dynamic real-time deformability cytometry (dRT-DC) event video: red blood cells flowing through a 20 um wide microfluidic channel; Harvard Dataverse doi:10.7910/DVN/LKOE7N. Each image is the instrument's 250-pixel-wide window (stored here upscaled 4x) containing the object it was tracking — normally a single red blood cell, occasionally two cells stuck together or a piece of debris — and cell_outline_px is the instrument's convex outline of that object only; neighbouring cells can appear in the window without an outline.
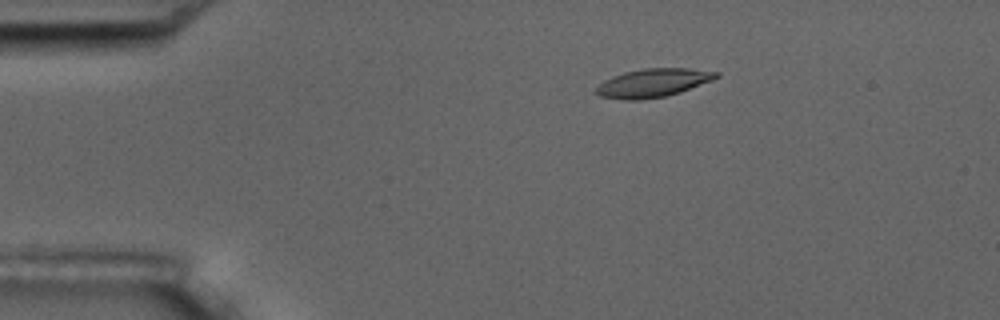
{"species": "common noctule bat (a hibernating species)", "species_latin": "Nyctalus noctula", "temperature_condition": "room temperature", "stored_images_in_passage": 13, "camera_frame_rate_fps": 3000, "um_per_image_px": 0.085, "animal": {"sex": "male", "body_mass_g": 17.5, "forearm_length_mm": 52.3}, "frame": {"image": 1, "passage_image": 4, "time_ms": 3.333, "image_size_px": [1000, 320], "cell_outline_px": [[720, 76], [712, 80], [680, 92], [664, 96], [640, 100], [624, 100], [600, 96], [596, 92], [596, 88], [604, 80], [612, 76], [624, 72], [644, 68], [688, 68], [720, 72]], "centroid_in_image_um": [55.51, 7.04], "position_along_channel_um": 29.5, "area_um2": 19.83}}
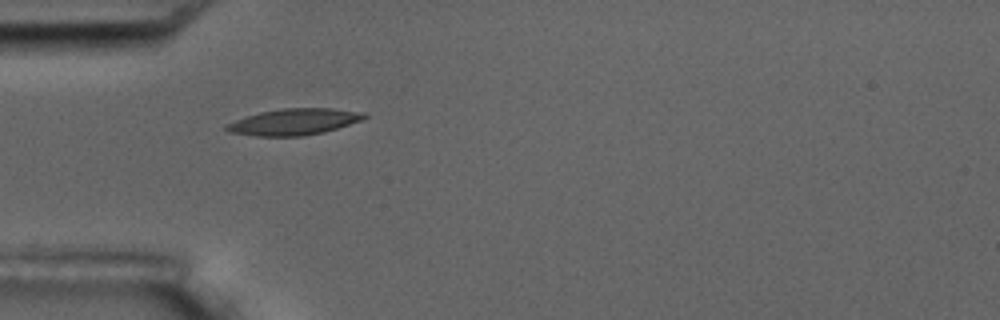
{"frame": {"image": 2, "passage_image": 6, "time_ms": 5.667, "image_size_px": [1000, 320], "cell_outline_px": [[368, 116], [360, 120], [324, 132], [300, 136], [256, 136], [228, 132], [224, 128], [224, 124], [244, 116], [260, 112], [280, 108], [332, 108], [368, 112]], "centroid_in_image_um": [24.95, 10.34], "position_along_channel_um": 60.1, "area_um2": 21.33}}
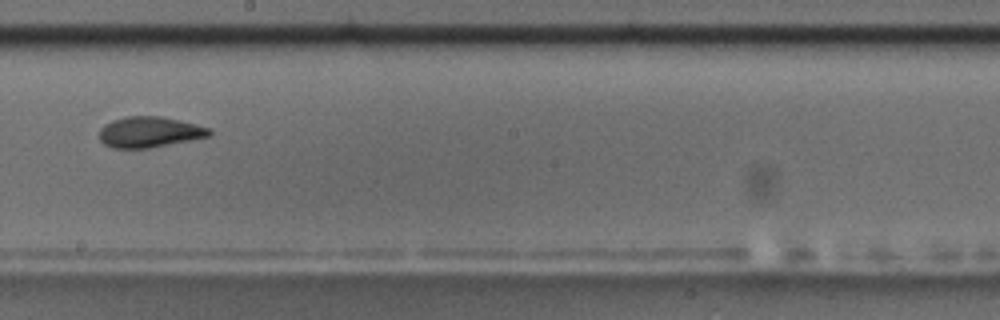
{"frame": {"image": 3, "passage_image": 10, "time_ms": 10.667, "image_size_px": [1000, 320], "cell_outline_px": [[212, 132], [208, 136], [148, 148], [112, 148], [104, 144], [100, 140], [100, 128], [104, 124], [112, 120], [124, 116], [160, 116], [212, 128]], "centroid_in_image_um": [12.66, 11.21], "position_along_channel_um": 235.5, "area_um2": 19.54}}